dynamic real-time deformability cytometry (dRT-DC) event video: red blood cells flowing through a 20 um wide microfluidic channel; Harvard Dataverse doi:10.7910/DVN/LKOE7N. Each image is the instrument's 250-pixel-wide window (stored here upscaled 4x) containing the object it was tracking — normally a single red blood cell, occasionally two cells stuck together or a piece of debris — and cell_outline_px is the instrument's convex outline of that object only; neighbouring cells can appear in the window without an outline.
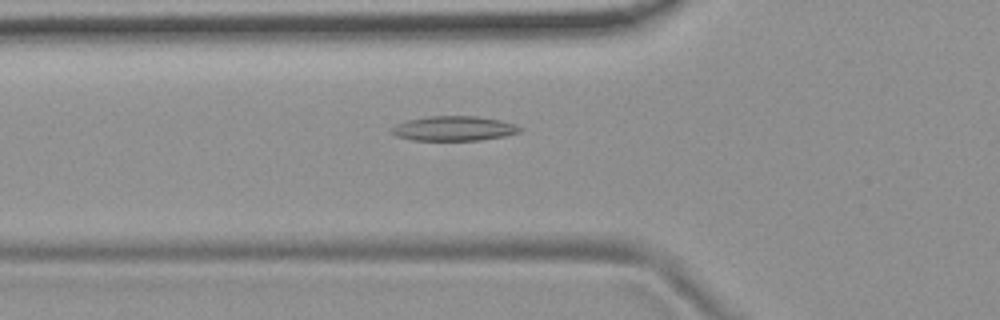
{"species": "common noctule bat (a hibernating species)", "species_latin": "Nyctalus noctula", "temperature_condition": "room temperature", "stored_images_in_passage": 54, "camera_frame_rate_fps": 3000, "um_per_image_px": 0.085, "animal": {"sex": "female", "body_mass_g": 19.9}, "frame": {"image": 1, "passage_image": 19, "time_ms": 6.0, "image_size_px": [1000, 320], "cell_outline_px": [[524, 128], [520, 132], [504, 136], [480, 140], [412, 140], [396, 136], [392, 132], [392, 128], [396, 124], [408, 120], [428, 116], [476, 116], [500, 120], [516, 124]], "centroid_in_image_um": [38.62, 10.92], "position_along_channel_um": 87.2, "area_um2": 18.44}}
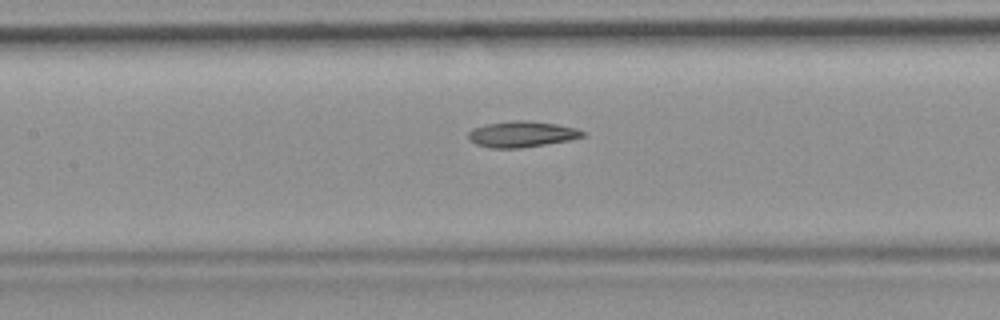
{"frame": {"image": 2, "passage_image": 25, "time_ms": 8.0, "image_size_px": [1000, 320], "cell_outline_px": [[584, 136], [568, 140], [520, 148], [492, 148], [476, 144], [468, 136], [468, 132], [472, 128], [484, 124], [512, 120], [524, 120], [556, 124], [576, 128], [584, 132]], "centroid_in_image_um": [44.31, 11.39], "position_along_channel_um": 163.1, "area_um2": 17.11}}
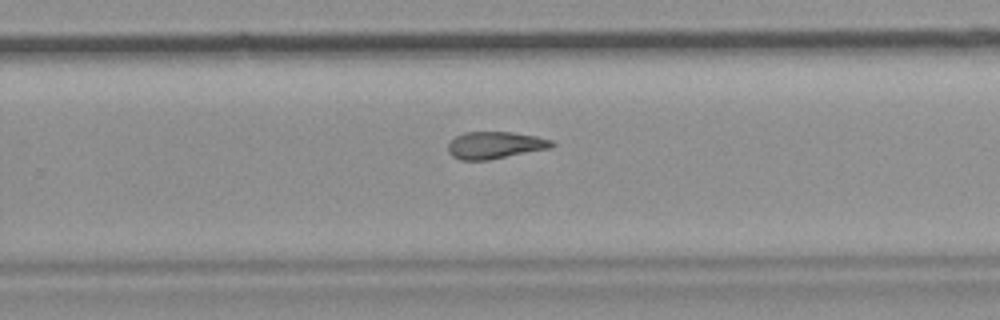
{"frame": {"image": 3, "passage_image": 35, "time_ms": 11.333, "image_size_px": [1000, 320], "cell_outline_px": [[556, 144], [552, 148], [488, 160], [460, 160], [452, 156], [448, 152], [448, 144], [456, 136], [464, 132], [512, 132], [536, 136], [552, 140]], "centroid_in_image_um": [42.09, 12.34], "position_along_channel_um": 287.7, "area_um2": 16.47}, "authors_computed_cell_mechanics": {"area_um2": 17.6868, "velocity_mm_per_s": 3.7583, "shape_relaxation_time_tau1_ms": null, "shape_relaxation_time_tau2_ms": 7.7274, "deformation_change_tau1": null, "deformation_change_tau2": 0.1848}}